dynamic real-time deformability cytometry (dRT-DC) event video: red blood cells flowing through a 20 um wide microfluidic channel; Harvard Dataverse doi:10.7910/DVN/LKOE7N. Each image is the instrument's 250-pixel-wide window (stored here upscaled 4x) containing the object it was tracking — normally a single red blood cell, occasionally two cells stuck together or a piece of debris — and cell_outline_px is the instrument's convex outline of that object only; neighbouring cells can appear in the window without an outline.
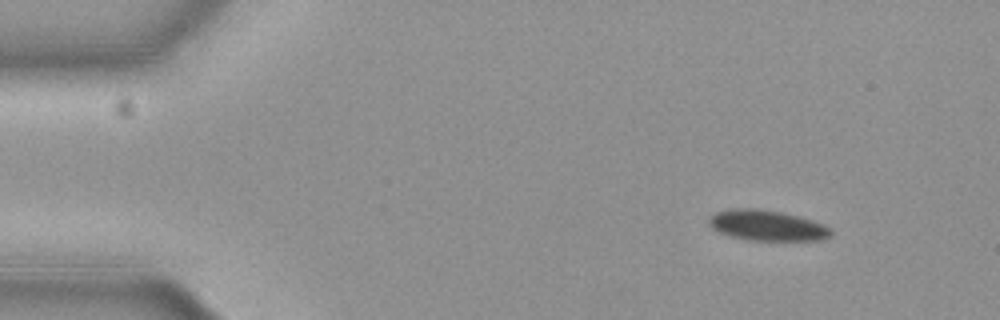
{"species": "common noctule bat (a hibernating species)", "species_latin": "Nyctalus noctula", "temperature_condition": "cold", "stored_images_in_passage": 51, "camera_frame_rate_fps": 3000, "um_per_image_px": 0.085, "animal": {"sex": "female", "body_mass_g": 19.3, "forearm_length_mm": 54.1}, "frame": {"image": 1, "passage_image": 1, "time_ms": 0.0, "image_size_px": [1000, 320], "cell_outline_px": [[832, 236], [820, 240], [748, 240], [732, 236], [720, 232], [712, 228], [708, 224], [708, 216], [716, 212], [736, 208], [756, 208], [780, 212], [800, 216], [824, 224], [832, 232]], "centroid_in_image_um": [65.19, 19.16], "position_along_channel_um": 19.8, "area_um2": 21.68}}
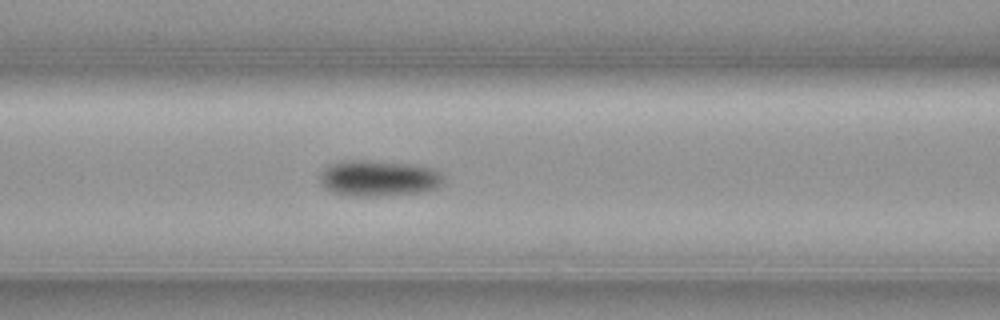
{"frame": {"image": 2, "passage_image": 18, "time_ms": 5.667, "image_size_px": [1000, 320], "cell_outline_px": [[444, 184], [436, 188], [424, 192], [380, 196], [352, 196], [332, 192], [324, 188], [320, 184], [320, 172], [324, 168], [332, 164], [344, 160], [368, 160], [412, 164], [428, 168], [440, 172], [444, 176]], "centroid_in_image_um": [32.18, 15.16], "position_along_channel_um": 134.4, "area_um2": 26.18}}
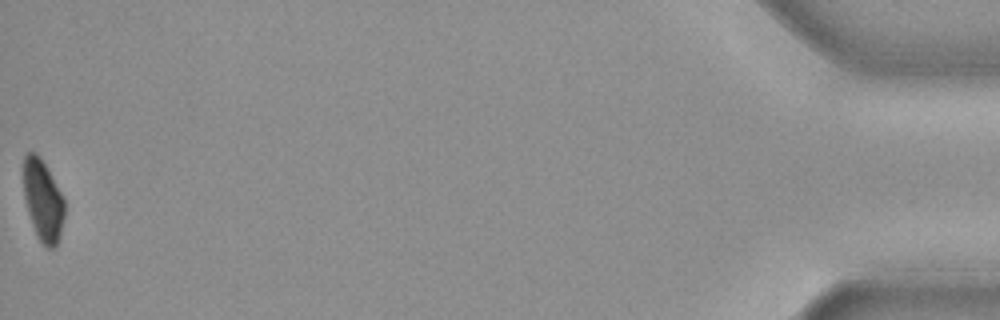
{"frame": {"image": 3, "passage_image": 51, "time_ms": 16.667, "image_size_px": [1000, 320], "cell_outline_px": [[64, 216], [60, 236], [56, 248], [48, 248], [36, 236], [28, 212], [24, 196], [24, 156], [28, 152], [36, 152], [44, 164], [60, 192], [64, 200]], "centroid_in_image_um": [3.65, 17.08], "position_along_channel_um": 431.6, "area_um2": 19.07}, "authors_computed_cell_mechanics": {"area_um2": 23.0044, "velocity_mm_per_s": 3.674, "shape_relaxation_time_tau1_ms": 2.4391, "shape_relaxation_time_tau2_ms": null, "deformation_change_tau1": 0.0925, "deformation_change_tau2": null}}